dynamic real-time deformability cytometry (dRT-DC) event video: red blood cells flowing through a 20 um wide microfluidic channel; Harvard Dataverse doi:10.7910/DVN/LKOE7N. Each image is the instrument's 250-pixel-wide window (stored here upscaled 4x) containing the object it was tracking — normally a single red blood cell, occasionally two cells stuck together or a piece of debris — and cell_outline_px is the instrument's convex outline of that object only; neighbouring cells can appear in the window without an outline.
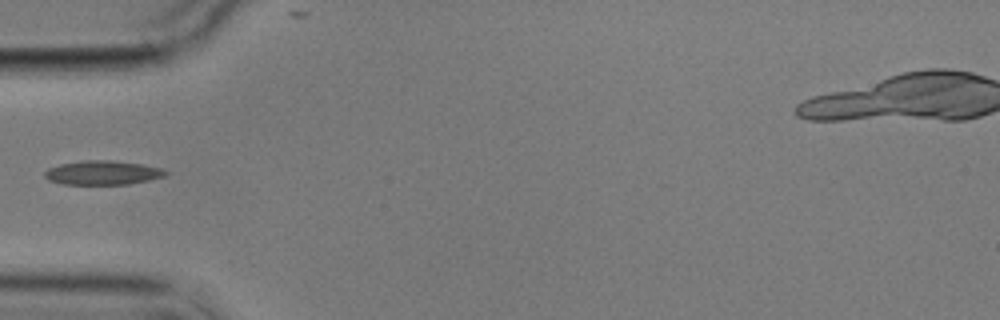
{"species": "common noctule bat (a hibernating species)", "species_latin": "Nyctalus noctula", "temperature_condition": "cold", "stored_images_in_passage": 5, "camera_frame_rate_fps": 3000, "um_per_image_px": 0.085, "animal": {"sex": "male", "body_mass_g": 17.9}, "frame": {"image": 1, "passage_image": 5, "time_ms": 5.333, "image_size_px": [1000, 320], "cell_outline_px": [[168, 172], [164, 176], [148, 180], [128, 184], [64, 184], [48, 180], [44, 176], [44, 172], [48, 168], [60, 164], [84, 160], [112, 160], [140, 164], [160, 168]], "centroid_in_image_um": [8.68, 14.68], "position_along_channel_um": 76.3, "area_um2": 16.82}}